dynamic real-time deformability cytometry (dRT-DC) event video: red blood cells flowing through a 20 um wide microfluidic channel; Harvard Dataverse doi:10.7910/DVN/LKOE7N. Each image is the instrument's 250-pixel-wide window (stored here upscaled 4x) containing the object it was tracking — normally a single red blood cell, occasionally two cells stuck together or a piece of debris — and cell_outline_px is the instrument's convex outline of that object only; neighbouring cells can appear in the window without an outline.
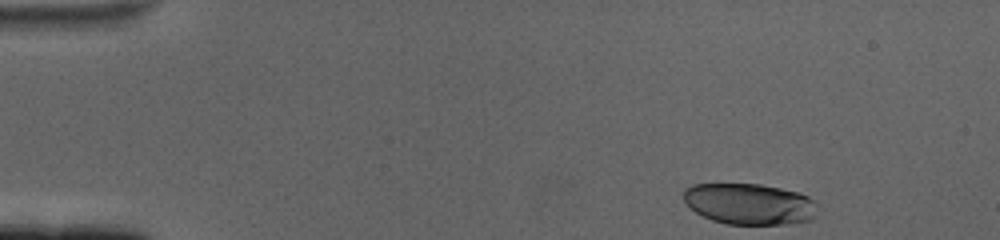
{"species": "human", "species_latin": "Homo sapiens", "temperature_condition": "cold", "stored_images_in_passage": 48, "camera_frame_rate_fps": 3000, "um_per_image_px": 0.085, "donor": {"sex": "female"}, "frame": {"image": 1, "passage_image": 1, "time_ms": 0.0, "image_size_px": [1000, 240], "cell_outline_px": [[816, 216], [812, 220], [788, 224], [728, 224], [712, 220], [696, 212], [684, 200], [684, 188], [692, 184], [760, 184], [780, 188], [796, 192], [808, 196], [816, 204]], "centroid_in_image_um": [63.71, 17.34], "position_along_channel_um": 21.3, "area_um2": 32.02}}
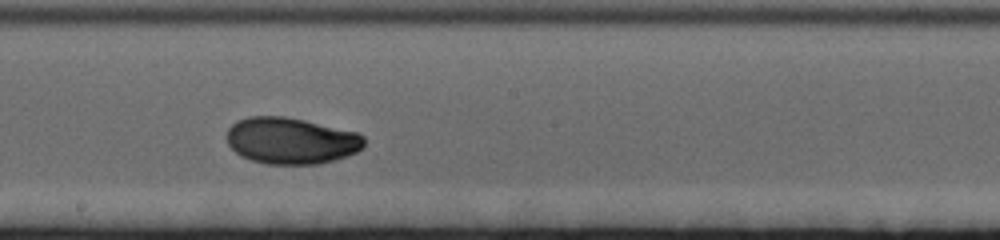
{"frame": {"image": 2, "passage_image": 28, "time_ms": 9.0, "image_size_px": [1000, 240], "cell_outline_px": [[364, 148], [348, 156], [336, 160], [320, 164], [268, 164], [252, 160], [240, 156], [228, 144], [228, 128], [236, 120], [248, 116], [284, 116], [304, 120], [360, 132], [364, 136]], "centroid_in_image_um": [24.78, 11.96], "position_along_channel_um": 223.4, "area_um2": 37.57}}
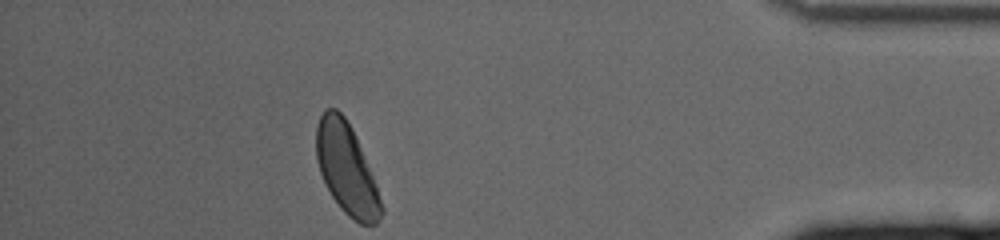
{"frame": {"image": 3, "passage_image": 48, "time_ms": 15.667, "image_size_px": [1000, 240], "cell_outline_px": [[384, 212], [380, 220], [376, 224], [360, 224], [352, 220], [340, 208], [332, 196], [320, 172], [316, 160], [316, 124], [324, 108], [336, 108], [344, 116], [352, 128], [356, 136], [372, 176], [384, 208]], "centroid_in_image_um": [29.44, 14.35], "position_along_channel_um": 405.8, "area_um2": 34.28}, "authors_computed_cell_mechanics": {"area_um2": 36.2984, "velocity_mm_per_s": 3.3584, "shape_relaxation_time_tau1_ms": 4.0421, "shape_relaxation_time_tau2_ms": null, "deformation_change_tau1": 0.1583, "deformation_change_tau2": null}}